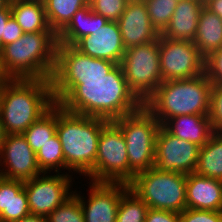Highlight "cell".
Wrapping results in <instances>:
<instances>
[{
	"label": "cell",
	"mask_w": 222,
	"mask_h": 222,
	"mask_svg": "<svg viewBox=\"0 0 222 222\" xmlns=\"http://www.w3.org/2000/svg\"><path fill=\"white\" fill-rule=\"evenodd\" d=\"M56 104L64 110L114 121L144 103L129 88L122 66L57 43L50 79Z\"/></svg>",
	"instance_id": "cell-1"
},
{
	"label": "cell",
	"mask_w": 222,
	"mask_h": 222,
	"mask_svg": "<svg viewBox=\"0 0 222 222\" xmlns=\"http://www.w3.org/2000/svg\"><path fill=\"white\" fill-rule=\"evenodd\" d=\"M55 104L48 79H9L0 84V122L6 135L23 134Z\"/></svg>",
	"instance_id": "cell-2"
},
{
	"label": "cell",
	"mask_w": 222,
	"mask_h": 222,
	"mask_svg": "<svg viewBox=\"0 0 222 222\" xmlns=\"http://www.w3.org/2000/svg\"><path fill=\"white\" fill-rule=\"evenodd\" d=\"M107 122L102 118L66 111L57 104L56 134L62 145L67 174L78 173L86 176L85 179L92 174L100 133Z\"/></svg>",
	"instance_id": "cell-3"
},
{
	"label": "cell",
	"mask_w": 222,
	"mask_h": 222,
	"mask_svg": "<svg viewBox=\"0 0 222 222\" xmlns=\"http://www.w3.org/2000/svg\"><path fill=\"white\" fill-rule=\"evenodd\" d=\"M57 35L54 32L23 33L3 46L2 67L9 79H48L55 67Z\"/></svg>",
	"instance_id": "cell-4"
},
{
	"label": "cell",
	"mask_w": 222,
	"mask_h": 222,
	"mask_svg": "<svg viewBox=\"0 0 222 222\" xmlns=\"http://www.w3.org/2000/svg\"><path fill=\"white\" fill-rule=\"evenodd\" d=\"M212 82L205 73L190 79L163 81L144 106L163 125L180 115H208Z\"/></svg>",
	"instance_id": "cell-5"
},
{
	"label": "cell",
	"mask_w": 222,
	"mask_h": 222,
	"mask_svg": "<svg viewBox=\"0 0 222 222\" xmlns=\"http://www.w3.org/2000/svg\"><path fill=\"white\" fill-rule=\"evenodd\" d=\"M114 122L126 141L130 184L136 174L154 167L156 137L161 124L144 105Z\"/></svg>",
	"instance_id": "cell-6"
},
{
	"label": "cell",
	"mask_w": 222,
	"mask_h": 222,
	"mask_svg": "<svg viewBox=\"0 0 222 222\" xmlns=\"http://www.w3.org/2000/svg\"><path fill=\"white\" fill-rule=\"evenodd\" d=\"M186 176L152 167L136 174L129 188L151 209L181 213L186 209Z\"/></svg>",
	"instance_id": "cell-7"
},
{
	"label": "cell",
	"mask_w": 222,
	"mask_h": 222,
	"mask_svg": "<svg viewBox=\"0 0 222 222\" xmlns=\"http://www.w3.org/2000/svg\"><path fill=\"white\" fill-rule=\"evenodd\" d=\"M91 182L123 183L129 185L127 145L121 128L108 121L102 128Z\"/></svg>",
	"instance_id": "cell-8"
},
{
	"label": "cell",
	"mask_w": 222,
	"mask_h": 222,
	"mask_svg": "<svg viewBox=\"0 0 222 222\" xmlns=\"http://www.w3.org/2000/svg\"><path fill=\"white\" fill-rule=\"evenodd\" d=\"M120 65L129 88L145 103L163 82L159 38L150 43L126 49Z\"/></svg>",
	"instance_id": "cell-9"
},
{
	"label": "cell",
	"mask_w": 222,
	"mask_h": 222,
	"mask_svg": "<svg viewBox=\"0 0 222 222\" xmlns=\"http://www.w3.org/2000/svg\"><path fill=\"white\" fill-rule=\"evenodd\" d=\"M74 175L61 173H47L33 177L24 182L28 206L31 215L47 217L57 207L63 204L73 193ZM73 189V190H72Z\"/></svg>",
	"instance_id": "cell-10"
},
{
	"label": "cell",
	"mask_w": 222,
	"mask_h": 222,
	"mask_svg": "<svg viewBox=\"0 0 222 222\" xmlns=\"http://www.w3.org/2000/svg\"><path fill=\"white\" fill-rule=\"evenodd\" d=\"M162 81L190 79L204 73L205 58L191 41L159 36Z\"/></svg>",
	"instance_id": "cell-11"
},
{
	"label": "cell",
	"mask_w": 222,
	"mask_h": 222,
	"mask_svg": "<svg viewBox=\"0 0 222 222\" xmlns=\"http://www.w3.org/2000/svg\"><path fill=\"white\" fill-rule=\"evenodd\" d=\"M200 146L169 133L162 125L159 128L154 167L162 172H177L185 175L195 171Z\"/></svg>",
	"instance_id": "cell-12"
},
{
	"label": "cell",
	"mask_w": 222,
	"mask_h": 222,
	"mask_svg": "<svg viewBox=\"0 0 222 222\" xmlns=\"http://www.w3.org/2000/svg\"><path fill=\"white\" fill-rule=\"evenodd\" d=\"M41 173L36 153L23 134L6 135L0 151V176L25 182Z\"/></svg>",
	"instance_id": "cell-13"
},
{
	"label": "cell",
	"mask_w": 222,
	"mask_h": 222,
	"mask_svg": "<svg viewBox=\"0 0 222 222\" xmlns=\"http://www.w3.org/2000/svg\"><path fill=\"white\" fill-rule=\"evenodd\" d=\"M87 183L88 198L84 197L81 191L74 190L73 193L80 201L85 222H116L121 200V183Z\"/></svg>",
	"instance_id": "cell-14"
},
{
	"label": "cell",
	"mask_w": 222,
	"mask_h": 222,
	"mask_svg": "<svg viewBox=\"0 0 222 222\" xmlns=\"http://www.w3.org/2000/svg\"><path fill=\"white\" fill-rule=\"evenodd\" d=\"M73 47L84 55L106 59L117 65L126 51L117 21L99 26L91 35L80 38Z\"/></svg>",
	"instance_id": "cell-15"
},
{
	"label": "cell",
	"mask_w": 222,
	"mask_h": 222,
	"mask_svg": "<svg viewBox=\"0 0 222 222\" xmlns=\"http://www.w3.org/2000/svg\"><path fill=\"white\" fill-rule=\"evenodd\" d=\"M117 23L125 49L150 43L160 36L150 21L144 0H129Z\"/></svg>",
	"instance_id": "cell-16"
},
{
	"label": "cell",
	"mask_w": 222,
	"mask_h": 222,
	"mask_svg": "<svg viewBox=\"0 0 222 222\" xmlns=\"http://www.w3.org/2000/svg\"><path fill=\"white\" fill-rule=\"evenodd\" d=\"M186 208L222 211V181L193 172L186 176Z\"/></svg>",
	"instance_id": "cell-17"
},
{
	"label": "cell",
	"mask_w": 222,
	"mask_h": 222,
	"mask_svg": "<svg viewBox=\"0 0 222 222\" xmlns=\"http://www.w3.org/2000/svg\"><path fill=\"white\" fill-rule=\"evenodd\" d=\"M205 4L199 0L177 2L167 28L160 34L167 39L194 41L200 12Z\"/></svg>",
	"instance_id": "cell-18"
},
{
	"label": "cell",
	"mask_w": 222,
	"mask_h": 222,
	"mask_svg": "<svg viewBox=\"0 0 222 222\" xmlns=\"http://www.w3.org/2000/svg\"><path fill=\"white\" fill-rule=\"evenodd\" d=\"M30 214L24 182L0 176V222H15Z\"/></svg>",
	"instance_id": "cell-19"
},
{
	"label": "cell",
	"mask_w": 222,
	"mask_h": 222,
	"mask_svg": "<svg viewBox=\"0 0 222 222\" xmlns=\"http://www.w3.org/2000/svg\"><path fill=\"white\" fill-rule=\"evenodd\" d=\"M174 136L204 146L214 133L208 115H180L162 125Z\"/></svg>",
	"instance_id": "cell-20"
},
{
	"label": "cell",
	"mask_w": 222,
	"mask_h": 222,
	"mask_svg": "<svg viewBox=\"0 0 222 222\" xmlns=\"http://www.w3.org/2000/svg\"><path fill=\"white\" fill-rule=\"evenodd\" d=\"M9 6L11 15L24 33L53 32L47 22L43 1L11 0Z\"/></svg>",
	"instance_id": "cell-21"
},
{
	"label": "cell",
	"mask_w": 222,
	"mask_h": 222,
	"mask_svg": "<svg viewBox=\"0 0 222 222\" xmlns=\"http://www.w3.org/2000/svg\"><path fill=\"white\" fill-rule=\"evenodd\" d=\"M193 43L204 58L222 47V19L205 5L200 12Z\"/></svg>",
	"instance_id": "cell-22"
},
{
	"label": "cell",
	"mask_w": 222,
	"mask_h": 222,
	"mask_svg": "<svg viewBox=\"0 0 222 222\" xmlns=\"http://www.w3.org/2000/svg\"><path fill=\"white\" fill-rule=\"evenodd\" d=\"M108 22V19L95 14L88 4L73 15L69 24L57 35V42L73 46L80 38L91 35Z\"/></svg>",
	"instance_id": "cell-23"
},
{
	"label": "cell",
	"mask_w": 222,
	"mask_h": 222,
	"mask_svg": "<svg viewBox=\"0 0 222 222\" xmlns=\"http://www.w3.org/2000/svg\"><path fill=\"white\" fill-rule=\"evenodd\" d=\"M194 172L222 181V134L213 133L208 142L200 147Z\"/></svg>",
	"instance_id": "cell-24"
},
{
	"label": "cell",
	"mask_w": 222,
	"mask_h": 222,
	"mask_svg": "<svg viewBox=\"0 0 222 222\" xmlns=\"http://www.w3.org/2000/svg\"><path fill=\"white\" fill-rule=\"evenodd\" d=\"M89 0H43L49 27L58 35L73 15L88 5Z\"/></svg>",
	"instance_id": "cell-25"
},
{
	"label": "cell",
	"mask_w": 222,
	"mask_h": 222,
	"mask_svg": "<svg viewBox=\"0 0 222 222\" xmlns=\"http://www.w3.org/2000/svg\"><path fill=\"white\" fill-rule=\"evenodd\" d=\"M57 104H55L41 118L34 122L23 136L32 150L37 153L56 134Z\"/></svg>",
	"instance_id": "cell-26"
},
{
	"label": "cell",
	"mask_w": 222,
	"mask_h": 222,
	"mask_svg": "<svg viewBox=\"0 0 222 222\" xmlns=\"http://www.w3.org/2000/svg\"><path fill=\"white\" fill-rule=\"evenodd\" d=\"M149 207L130 188L121 183V200L118 205L116 222H145Z\"/></svg>",
	"instance_id": "cell-27"
},
{
	"label": "cell",
	"mask_w": 222,
	"mask_h": 222,
	"mask_svg": "<svg viewBox=\"0 0 222 222\" xmlns=\"http://www.w3.org/2000/svg\"><path fill=\"white\" fill-rule=\"evenodd\" d=\"M36 160L41 172L62 173L61 171L64 170V155L57 134L36 153Z\"/></svg>",
	"instance_id": "cell-28"
},
{
	"label": "cell",
	"mask_w": 222,
	"mask_h": 222,
	"mask_svg": "<svg viewBox=\"0 0 222 222\" xmlns=\"http://www.w3.org/2000/svg\"><path fill=\"white\" fill-rule=\"evenodd\" d=\"M153 27L161 34L168 26L177 6L175 0H144Z\"/></svg>",
	"instance_id": "cell-29"
},
{
	"label": "cell",
	"mask_w": 222,
	"mask_h": 222,
	"mask_svg": "<svg viewBox=\"0 0 222 222\" xmlns=\"http://www.w3.org/2000/svg\"><path fill=\"white\" fill-rule=\"evenodd\" d=\"M48 222H85L79 199L73 194L47 216Z\"/></svg>",
	"instance_id": "cell-30"
},
{
	"label": "cell",
	"mask_w": 222,
	"mask_h": 222,
	"mask_svg": "<svg viewBox=\"0 0 222 222\" xmlns=\"http://www.w3.org/2000/svg\"><path fill=\"white\" fill-rule=\"evenodd\" d=\"M129 0H89L91 10L109 21H117Z\"/></svg>",
	"instance_id": "cell-31"
},
{
	"label": "cell",
	"mask_w": 222,
	"mask_h": 222,
	"mask_svg": "<svg viewBox=\"0 0 222 222\" xmlns=\"http://www.w3.org/2000/svg\"><path fill=\"white\" fill-rule=\"evenodd\" d=\"M208 117L213 132L222 134V84H212Z\"/></svg>",
	"instance_id": "cell-32"
},
{
	"label": "cell",
	"mask_w": 222,
	"mask_h": 222,
	"mask_svg": "<svg viewBox=\"0 0 222 222\" xmlns=\"http://www.w3.org/2000/svg\"><path fill=\"white\" fill-rule=\"evenodd\" d=\"M204 73L212 84H222V47L205 58Z\"/></svg>",
	"instance_id": "cell-33"
},
{
	"label": "cell",
	"mask_w": 222,
	"mask_h": 222,
	"mask_svg": "<svg viewBox=\"0 0 222 222\" xmlns=\"http://www.w3.org/2000/svg\"><path fill=\"white\" fill-rule=\"evenodd\" d=\"M222 211L186 208L180 213L181 222H221Z\"/></svg>",
	"instance_id": "cell-34"
},
{
	"label": "cell",
	"mask_w": 222,
	"mask_h": 222,
	"mask_svg": "<svg viewBox=\"0 0 222 222\" xmlns=\"http://www.w3.org/2000/svg\"><path fill=\"white\" fill-rule=\"evenodd\" d=\"M145 222H181L180 213L149 208Z\"/></svg>",
	"instance_id": "cell-35"
},
{
	"label": "cell",
	"mask_w": 222,
	"mask_h": 222,
	"mask_svg": "<svg viewBox=\"0 0 222 222\" xmlns=\"http://www.w3.org/2000/svg\"><path fill=\"white\" fill-rule=\"evenodd\" d=\"M23 33L21 27L11 15L7 20L5 27V45L15 42L23 35Z\"/></svg>",
	"instance_id": "cell-36"
},
{
	"label": "cell",
	"mask_w": 222,
	"mask_h": 222,
	"mask_svg": "<svg viewBox=\"0 0 222 222\" xmlns=\"http://www.w3.org/2000/svg\"><path fill=\"white\" fill-rule=\"evenodd\" d=\"M10 16L11 10L8 4L4 9L0 10V50L5 46V27Z\"/></svg>",
	"instance_id": "cell-37"
},
{
	"label": "cell",
	"mask_w": 222,
	"mask_h": 222,
	"mask_svg": "<svg viewBox=\"0 0 222 222\" xmlns=\"http://www.w3.org/2000/svg\"><path fill=\"white\" fill-rule=\"evenodd\" d=\"M205 6L222 19V0H209Z\"/></svg>",
	"instance_id": "cell-38"
},
{
	"label": "cell",
	"mask_w": 222,
	"mask_h": 222,
	"mask_svg": "<svg viewBox=\"0 0 222 222\" xmlns=\"http://www.w3.org/2000/svg\"><path fill=\"white\" fill-rule=\"evenodd\" d=\"M15 222H48L47 217L38 215H29Z\"/></svg>",
	"instance_id": "cell-39"
},
{
	"label": "cell",
	"mask_w": 222,
	"mask_h": 222,
	"mask_svg": "<svg viewBox=\"0 0 222 222\" xmlns=\"http://www.w3.org/2000/svg\"><path fill=\"white\" fill-rule=\"evenodd\" d=\"M9 80V78L7 77L3 67H2V63H1V52H0V84L3 83L4 81Z\"/></svg>",
	"instance_id": "cell-40"
},
{
	"label": "cell",
	"mask_w": 222,
	"mask_h": 222,
	"mask_svg": "<svg viewBox=\"0 0 222 222\" xmlns=\"http://www.w3.org/2000/svg\"><path fill=\"white\" fill-rule=\"evenodd\" d=\"M6 133L3 129L2 123L0 122V151L5 140Z\"/></svg>",
	"instance_id": "cell-41"
},
{
	"label": "cell",
	"mask_w": 222,
	"mask_h": 222,
	"mask_svg": "<svg viewBox=\"0 0 222 222\" xmlns=\"http://www.w3.org/2000/svg\"><path fill=\"white\" fill-rule=\"evenodd\" d=\"M9 4V0H0V10L4 9Z\"/></svg>",
	"instance_id": "cell-42"
},
{
	"label": "cell",
	"mask_w": 222,
	"mask_h": 222,
	"mask_svg": "<svg viewBox=\"0 0 222 222\" xmlns=\"http://www.w3.org/2000/svg\"><path fill=\"white\" fill-rule=\"evenodd\" d=\"M200 2H202L203 4L207 3L209 0H199Z\"/></svg>",
	"instance_id": "cell-43"
}]
</instances>
